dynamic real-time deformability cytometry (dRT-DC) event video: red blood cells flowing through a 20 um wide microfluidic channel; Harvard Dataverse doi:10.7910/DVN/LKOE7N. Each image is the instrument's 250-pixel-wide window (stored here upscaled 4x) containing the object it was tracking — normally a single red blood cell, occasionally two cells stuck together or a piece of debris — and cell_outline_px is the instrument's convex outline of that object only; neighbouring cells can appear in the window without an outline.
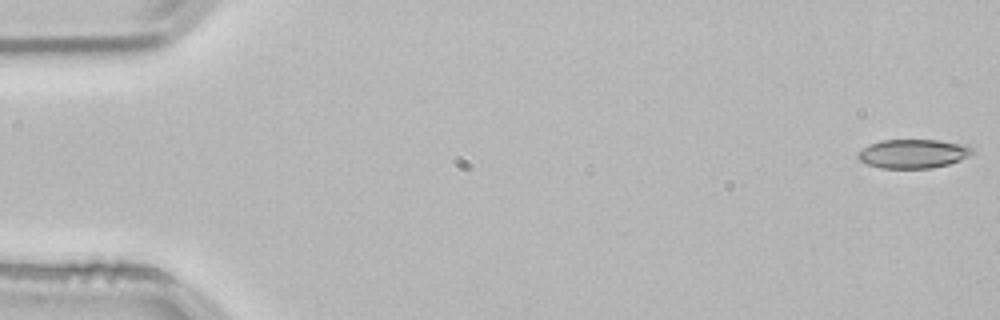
{"species": "common noctule bat (a hibernating species)", "species_latin": "Nyctalus noctula", "temperature_condition": "room temperature", "stored_images_in_passage": 53, "camera_frame_rate_fps": 3000, "um_per_image_px": 0.085, "animal": {"sex": "male", "body_mass_g": 21.5, "forearm_length_mm": 52.0}, "frame": {"image": 1, "passage_image": 1, "time_ms": 0.0, "image_size_px": [1000, 320], "cell_outline_px": [[972, 152], [968, 156], [960, 160], [948, 164], [932, 168], [880, 168], [868, 164], [860, 160], [856, 156], [856, 152], [868, 144], [880, 140], [936, 140], [968, 144], [972, 148]], "centroid_in_image_um": [77.58, 13.05], "position_along_channel_um": 7.4, "area_um2": 19.42}}
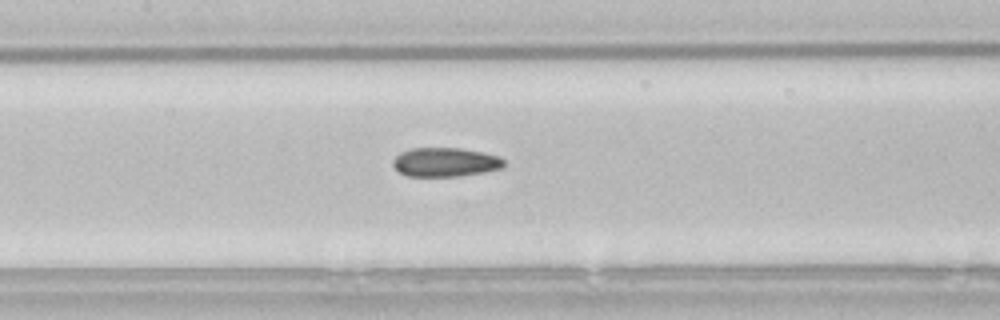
{"frame": {"image": 2, "passage_image": 25, "time_ms": 8.0, "image_size_px": [1000, 320], "cell_outline_px": [[504, 168], [484, 172], [460, 176], [408, 176], [400, 172], [392, 164], [392, 160], [400, 152], [412, 148], [460, 148], [484, 152], [500, 156], [504, 160]], "centroid_in_image_um": [37.88, 13.78], "position_along_channel_um": 169.5, "area_um2": 18.9}}
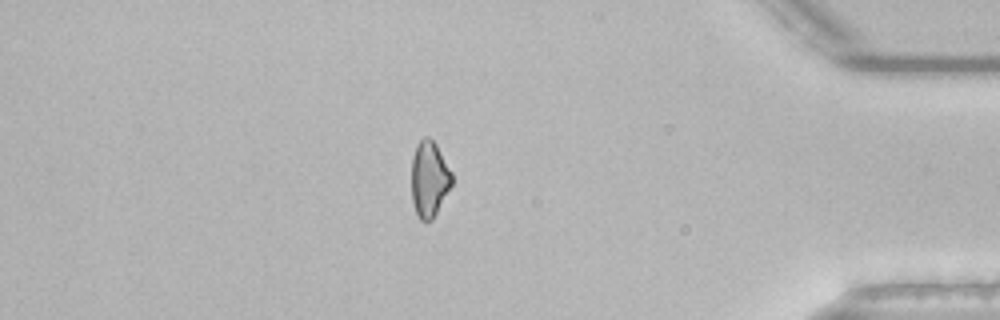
{"frame": {"image": 3, "passage_image": 46, "time_ms": 15.0, "image_size_px": [1000, 320], "cell_outline_px": [[452, 184], [432, 220], [420, 220], [416, 212], [412, 200], [412, 156], [416, 144], [424, 136], [428, 136], [436, 144], [452, 172]], "centroid_in_image_um": [36.48, 15.18], "position_along_channel_um": 398.7, "area_um2": 17.74}, "authors_computed_cell_mechanics": {"area_um2": 18.9584, "velocity_mm_per_s": 3.8134, "shape_relaxation_time_tau1_ms": null, "shape_relaxation_time_tau2_ms": 5.6343, "deformation_change_tau1": null, "deformation_change_tau2": 0.1232}}